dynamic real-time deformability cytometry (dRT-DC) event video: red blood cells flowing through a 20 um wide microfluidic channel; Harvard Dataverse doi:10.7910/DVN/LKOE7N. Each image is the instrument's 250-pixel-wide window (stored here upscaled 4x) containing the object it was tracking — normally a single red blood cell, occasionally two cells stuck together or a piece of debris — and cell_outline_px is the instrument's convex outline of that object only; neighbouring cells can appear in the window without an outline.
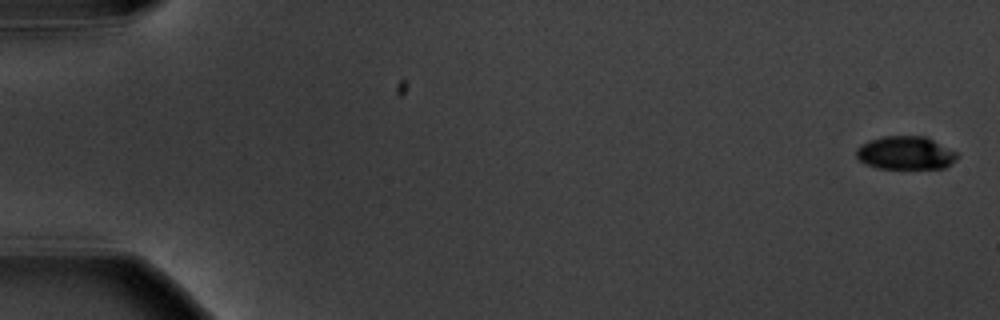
{"species": "common noctule bat (a hibernating species)", "species_latin": "Nyctalus noctula", "temperature_condition": "warm", "stored_images_in_passage": 7, "camera_frame_rate_fps": 3000, "um_per_image_px": 0.085, "animal": {"sex": "male", "body_mass_g": 20.1, "forearm_length_mm": 53.5}, "frame": {"image": 1, "passage_image": 1, "time_ms": 0.0, "image_size_px": [1000, 320], "cell_outline_px": [[956, 160], [944, 168], [876, 168], [860, 160], [856, 156], [856, 148], [860, 144], [880, 136], [928, 136], [956, 152]], "centroid_in_image_um": [76.96, 12.98], "position_along_channel_um": 8.0, "area_um2": 19.54}}